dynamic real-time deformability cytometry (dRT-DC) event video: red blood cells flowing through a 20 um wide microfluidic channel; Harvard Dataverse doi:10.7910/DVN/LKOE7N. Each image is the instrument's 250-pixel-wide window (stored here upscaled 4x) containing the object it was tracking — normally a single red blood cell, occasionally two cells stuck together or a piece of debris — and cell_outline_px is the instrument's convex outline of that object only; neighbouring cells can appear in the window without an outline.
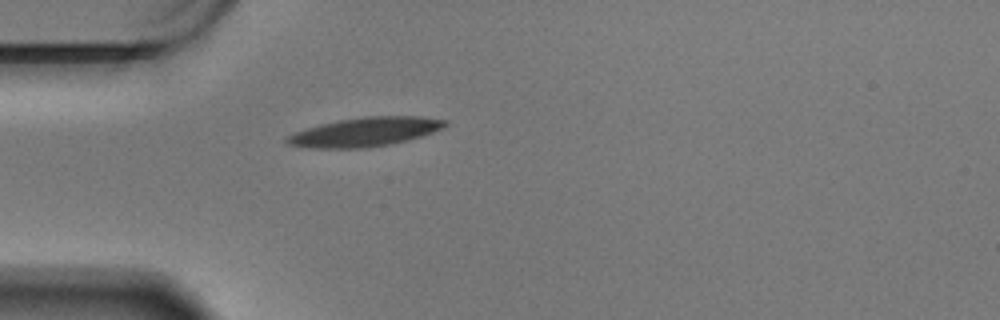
{"species": "Egyptian fruit bat (a non-hibernating species)", "species_latin": "Rousettus aegyptiacus", "temperature_condition": "warm", "stored_images_in_passage": 43, "camera_frame_rate_fps": 3000, "um_per_image_px": 0.085, "animal": {"sex": "male"}, "frame": {"image": 1, "passage_image": 1, "time_ms": 0.0, "image_size_px": [1000, 320], "cell_outline_px": [[448, 124], [432, 132], [420, 136], [388, 144], [364, 148], [316, 148], [288, 144], [284, 140], [288, 136], [296, 132], [320, 124], [340, 120], [364, 116], [416, 116], [448, 120]], "centroid_in_image_um": [31.02, 11.2], "position_along_channel_um": 54.0, "area_um2": 26.18}}
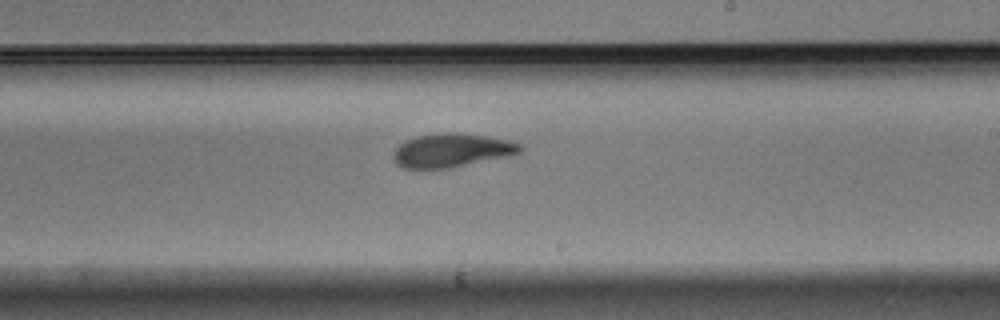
{"frame": {"image": 2, "passage_image": 19, "time_ms": 6.0, "image_size_px": [1000, 320], "cell_outline_px": [[524, 148], [520, 152], [508, 156], [448, 168], [404, 168], [396, 164], [392, 160], [392, 156], [396, 148], [400, 144], [416, 136], [448, 132], [456, 132], [484, 136], [508, 140], [520, 144]], "centroid_in_image_um": [38.37, 12.78], "position_along_channel_um": 250.6, "area_um2": 24.62}}
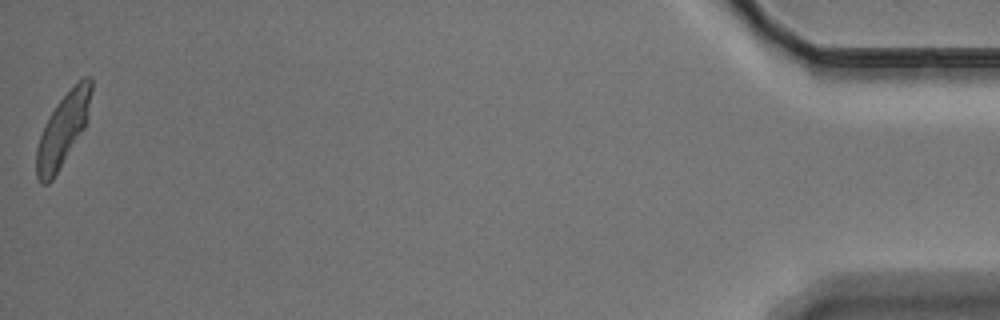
{"frame": {"image": 3, "passage_image": 43, "time_ms": 14.0, "image_size_px": [1000, 320], "cell_outline_px": [[92, 92], [84, 128], [52, 180], [48, 184], [40, 184], [36, 176], [36, 148], [40, 136], [56, 104], [84, 76], [92, 76]], "centroid_in_image_um": [5.34, 11.05], "position_along_channel_um": 429.9, "area_um2": 22.48}, "authors_computed_cell_mechanics": {"area_um2": 24.7962, "velocity_mm_per_s": 3.4075, "shape_relaxation_time_tau1_ms": 5.2612, "shape_relaxation_time_tau2_ms": 2.2493, "deformation_change_tau1": 0.1909, "deformation_change_tau2": 0.0862}}